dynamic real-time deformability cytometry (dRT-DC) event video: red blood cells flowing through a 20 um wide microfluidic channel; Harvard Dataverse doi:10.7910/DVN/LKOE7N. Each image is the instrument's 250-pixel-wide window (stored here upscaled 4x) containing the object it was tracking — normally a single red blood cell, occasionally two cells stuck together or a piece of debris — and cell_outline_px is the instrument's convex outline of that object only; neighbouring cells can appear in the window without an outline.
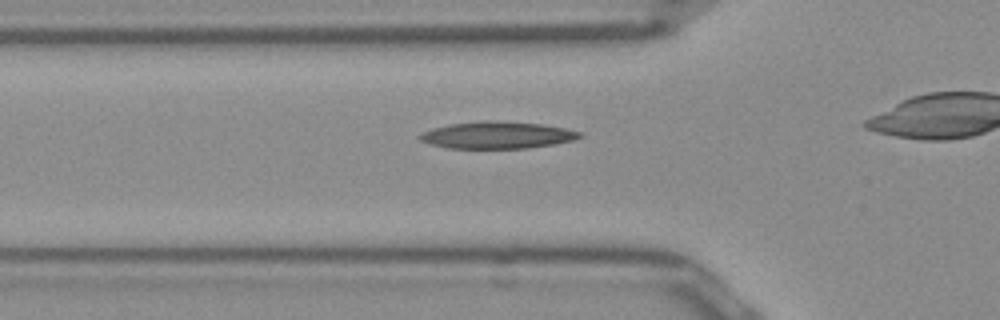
{"species": "Egyptian fruit bat (a non-hibernating species)", "species_latin": "Rousettus aegyptiacus", "temperature_condition": "room temperature", "stored_images_in_passage": 33, "camera_frame_rate_fps": 3000, "um_per_image_px": 0.085, "frame": {"image": 1, "passage_image": 9, "time_ms": 2.667, "image_size_px": [1000, 320], "cell_outline_px": [[584, 136], [572, 140], [552, 144], [528, 148], [448, 148], [428, 144], [420, 140], [416, 136], [420, 132], [432, 128], [448, 124], [484, 120], [488, 120], [544, 124], [564, 128], [580, 132]], "centroid_in_image_um": [42.19, 11.48], "position_along_channel_um": 83.6, "area_um2": 25.26}}
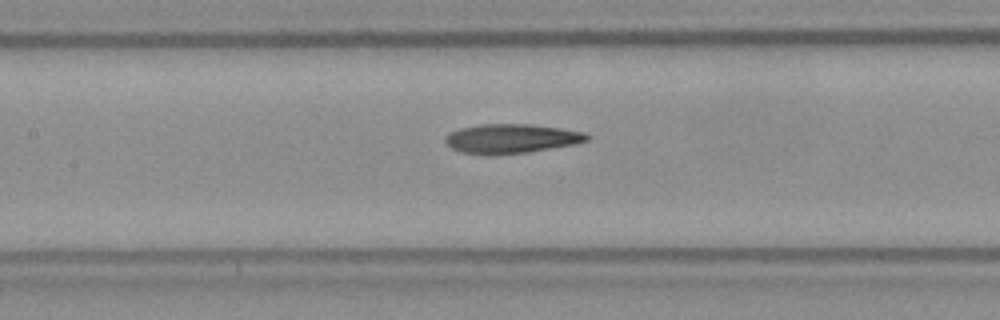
{"frame": {"image": 2, "passage_image": 15, "time_ms": 4.667, "image_size_px": [1000, 320], "cell_outline_px": [[592, 136], [588, 140], [572, 144], [528, 152], [492, 156], [488, 156], [460, 152], [452, 148], [444, 140], [452, 132], [460, 128], [480, 124], [528, 124], [560, 128], [584, 132]], "centroid_in_image_um": [43.45, 11.79], "position_along_channel_um": 164.0, "area_um2": 24.16}}
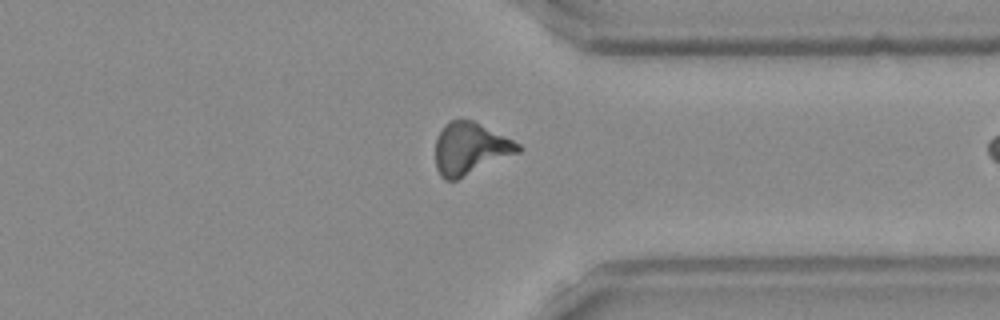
{"frame": {"image": 3, "passage_image": 31, "time_ms": 10.0, "image_size_px": [1000, 320], "cell_outline_px": [[524, 148], [520, 152], [456, 180], [444, 180], [440, 176], [436, 168], [436, 136], [444, 124], [452, 120], [472, 120], [520, 144]], "centroid_in_image_um": [39.95, 12.64], "position_along_channel_um": 371.5, "area_um2": 24.91}}